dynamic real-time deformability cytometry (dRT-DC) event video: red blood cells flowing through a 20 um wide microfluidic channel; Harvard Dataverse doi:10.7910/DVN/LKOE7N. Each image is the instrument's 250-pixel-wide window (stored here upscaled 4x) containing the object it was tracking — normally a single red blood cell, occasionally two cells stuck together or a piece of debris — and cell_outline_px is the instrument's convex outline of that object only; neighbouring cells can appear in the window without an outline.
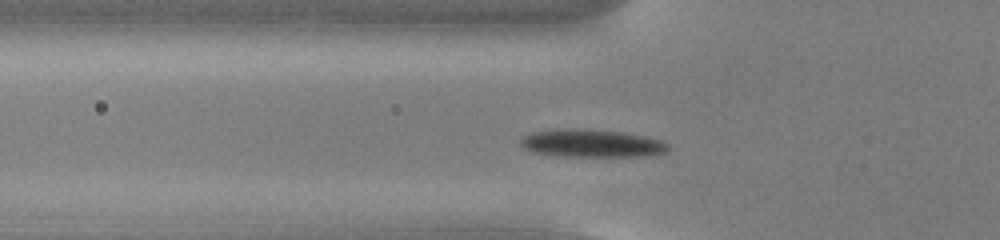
{"species": "common noctule bat (a hibernating species)", "species_latin": "Nyctalus noctula", "temperature_condition": "cold", "stored_images_in_passage": 47, "camera_frame_rate_fps": 3000, "um_per_image_px": 0.085, "animal": {"sex": "male", "body_mass_g": 13.0, "forearm_length_mm": 53.1}, "frame": {"image": 1, "passage_image": 11, "time_ms": 3.333, "image_size_px": [1000, 240], "cell_outline_px": [[672, 148], [664, 152], [644, 156], [564, 156], [532, 152], [524, 148], [520, 144], [520, 140], [524, 136], [532, 132], [624, 132], [644, 136], [660, 140], [668, 144]], "centroid_in_image_um": [50.38, 12.25], "position_along_channel_um": 75.4, "area_um2": 22.37}}
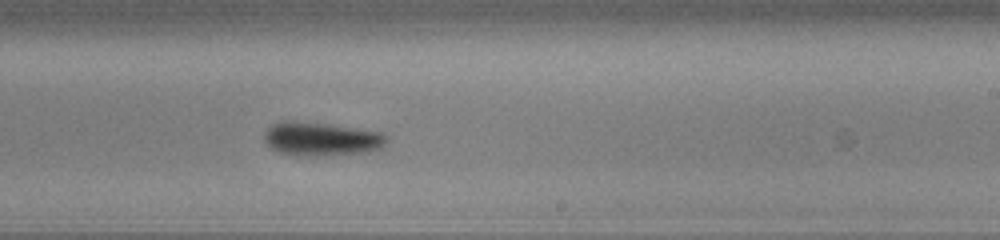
{"frame": {"image": 2, "passage_image": 26, "time_ms": 8.333, "image_size_px": [1000, 240], "cell_outline_px": [[388, 140], [380, 148], [368, 152], [308, 156], [296, 156], [280, 152], [272, 148], [264, 140], [264, 132], [272, 124], [280, 120], [292, 120], [324, 124], [380, 132], [388, 136]], "centroid_in_image_um": [27.26, 11.81], "position_along_channel_um": 261.7, "area_um2": 23.81}}
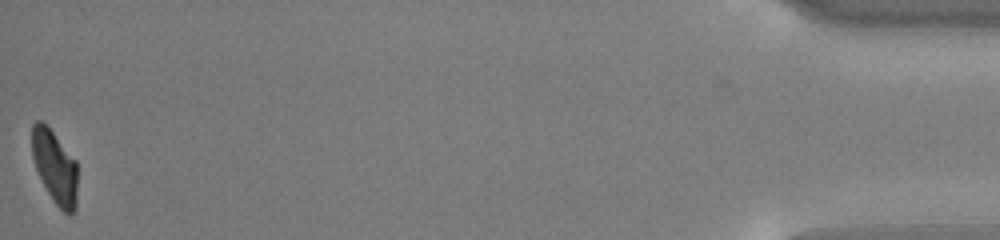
{"frame": {"image": 3, "passage_image": 47, "time_ms": 15.333, "image_size_px": [1000, 240], "cell_outline_px": [[76, 208], [68, 216], [56, 204], [48, 192], [36, 168], [32, 156], [32, 124], [36, 120], [40, 120], [52, 132], [76, 160]], "centroid_in_image_um": [4.66, 14.19], "position_along_channel_um": 430.5, "area_um2": 18.96}, "authors_computed_cell_mechanics": {"area_um2": 22.3686, "velocity_mm_per_s": 3.7281, "shape_relaxation_time_tau1_ms": 2.1731, "shape_relaxation_time_tau2_ms": 5.0677, "deformation_change_tau1": 0.1438, "deformation_change_tau2": 0.1385}}